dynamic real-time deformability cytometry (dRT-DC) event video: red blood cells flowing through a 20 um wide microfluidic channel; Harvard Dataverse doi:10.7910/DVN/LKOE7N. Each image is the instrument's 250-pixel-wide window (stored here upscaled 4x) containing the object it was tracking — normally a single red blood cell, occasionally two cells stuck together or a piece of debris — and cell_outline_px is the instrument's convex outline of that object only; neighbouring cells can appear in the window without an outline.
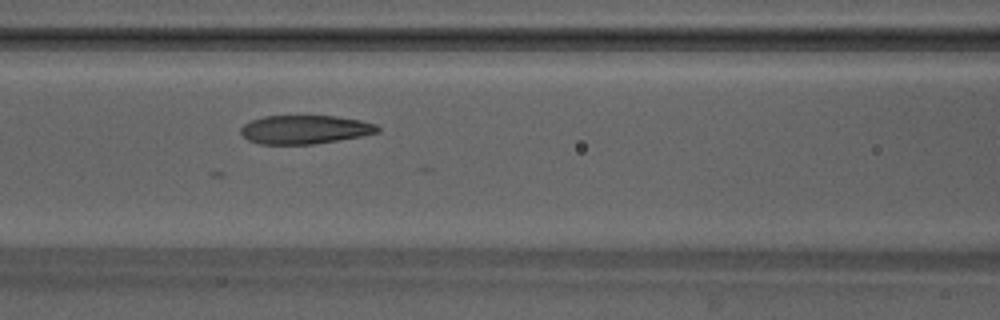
{"species": "Egyptian fruit bat (a non-hibernating species)", "species_latin": "Rousettus aegyptiacus", "temperature_condition": "warm", "stored_images_in_passage": 18, "camera_frame_rate_fps": 3000, "um_per_image_px": 0.085, "animal": {"sex": "male"}, "frame": {"image": 1, "passage_image": 14, "time_ms": 4.333, "image_size_px": [1000, 320], "cell_outline_px": [[380, 132], [360, 136], [312, 144], [260, 144], [248, 140], [240, 132], [240, 128], [244, 124], [252, 120], [264, 116], [336, 116], [360, 120], [376, 124], [380, 128]], "centroid_in_image_um": [25.91, 11.0], "position_along_channel_um": 140.7, "area_um2": 22.72}}